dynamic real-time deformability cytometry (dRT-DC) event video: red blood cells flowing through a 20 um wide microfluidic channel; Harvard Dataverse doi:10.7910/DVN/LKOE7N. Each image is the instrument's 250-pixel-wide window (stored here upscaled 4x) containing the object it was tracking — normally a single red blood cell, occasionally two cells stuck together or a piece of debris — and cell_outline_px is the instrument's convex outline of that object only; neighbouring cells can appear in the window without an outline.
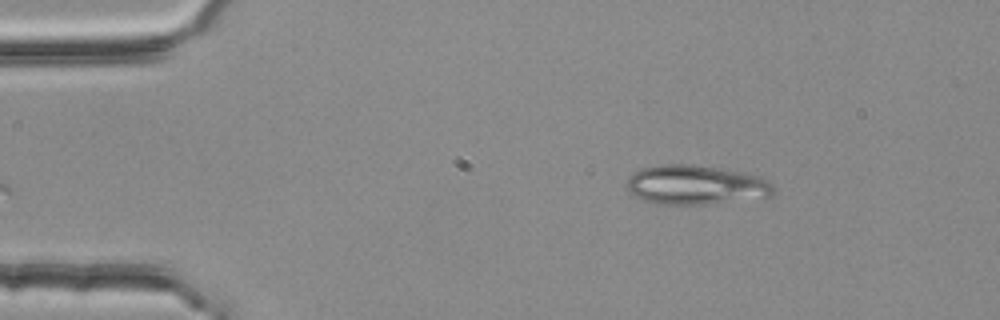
{"species": "common noctule bat (a hibernating species)", "species_latin": "Nyctalus noctula", "temperature_condition": "room temperature", "stored_images_in_passage": 46, "camera_frame_rate_fps": 3000, "um_per_image_px": 0.085, "animal": {"sex": "female", "body_mass_g": 25.1}, "frame": {"image": 1, "passage_image": 1, "time_ms": 0.0, "image_size_px": [1000, 320], "cell_outline_px": [[772, 196], [704, 204], [656, 204], [644, 200], [636, 196], [628, 188], [628, 176], [640, 168], [664, 164], [692, 164], [740, 172], [760, 176], [772, 184]], "centroid_in_image_um": [59.11, 15.71], "position_along_channel_um": 25.9, "area_um2": 33.18}}
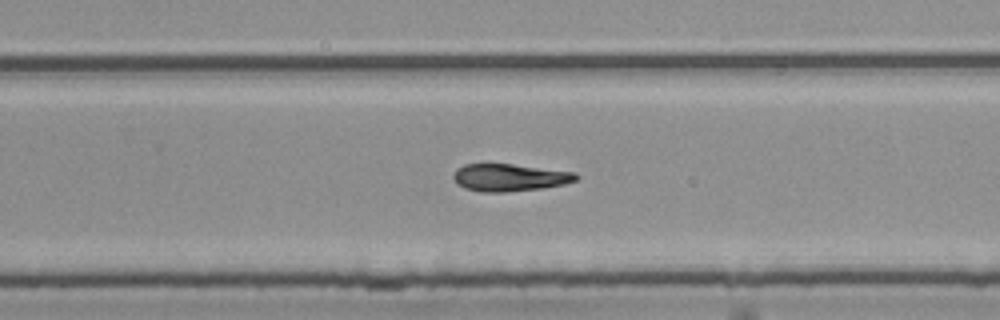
{"frame": {"image": 2, "passage_image": 27, "time_ms": 8.667, "image_size_px": [1000, 320], "cell_outline_px": [[580, 176], [576, 180], [564, 184], [544, 188], [504, 192], [480, 192], [464, 188], [456, 184], [452, 176], [456, 168], [464, 164], [512, 164], [576, 172]], "centroid_in_image_um": [43.3, 15.09], "position_along_channel_um": 286.5, "area_um2": 19.77}}
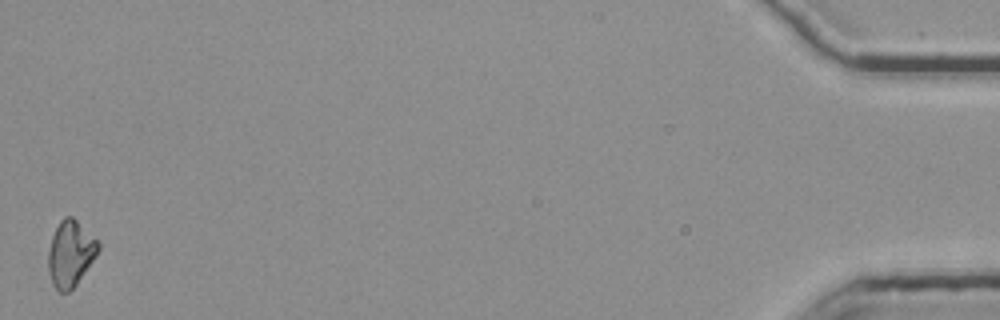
{"frame": {"image": 3, "passage_image": 46, "time_ms": 15.0, "image_size_px": [1000, 320], "cell_outline_px": [[100, 248], [96, 256], [76, 284], [68, 292], [60, 292], [52, 284], [48, 268], [48, 252], [52, 236], [60, 220], [64, 216], [72, 216], [100, 240]], "centroid_in_image_um": [6.01, 21.52], "position_along_channel_um": 429.2, "area_um2": 19.31}, "authors_computed_cell_mechanics": {"area_um2": 19.5942, "velocity_mm_per_s": 3.7878, "shape_relaxation_time_tau1_ms": 5.5639, "shape_relaxation_time_tau2_ms": 10.1553, "deformation_change_tau1": 0.1541, "deformation_change_tau2": 0.1767}}